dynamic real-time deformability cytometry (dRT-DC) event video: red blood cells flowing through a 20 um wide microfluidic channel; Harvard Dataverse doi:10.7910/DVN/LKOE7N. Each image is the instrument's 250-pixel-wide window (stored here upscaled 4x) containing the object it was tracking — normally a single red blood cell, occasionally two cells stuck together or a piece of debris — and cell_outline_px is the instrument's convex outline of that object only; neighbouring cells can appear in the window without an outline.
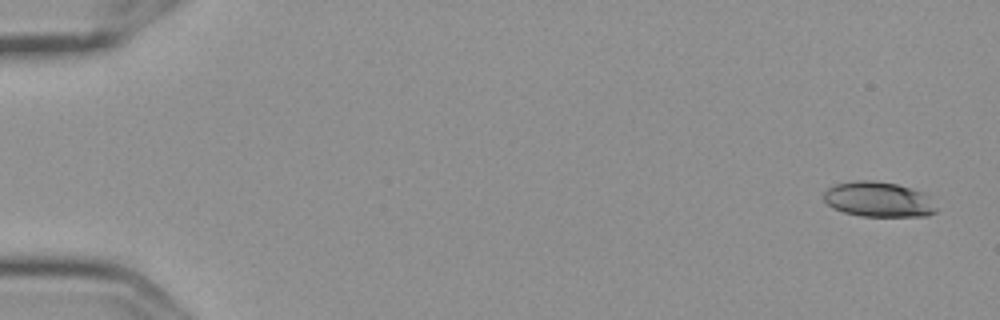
{"species": "Egyptian fruit bat (a non-hibernating species)", "species_latin": "Rousettus aegyptiacus", "temperature_condition": "cold", "stored_images_in_passage": 6, "camera_frame_rate_fps": 3000, "um_per_image_px": 0.085, "frame": {"image": 1, "passage_image": 1, "time_ms": 0.0, "image_size_px": [1000, 320], "cell_outline_px": [[940, 208], [936, 212], [928, 216], [860, 216], [844, 212], [832, 208], [824, 200], [824, 192], [828, 188], [836, 184], [856, 180], [872, 180], [896, 184], [912, 188], [924, 192], [932, 196]], "centroid_in_image_um": [74.76, 16.95], "position_along_channel_um": 10.2, "area_um2": 23.52}}